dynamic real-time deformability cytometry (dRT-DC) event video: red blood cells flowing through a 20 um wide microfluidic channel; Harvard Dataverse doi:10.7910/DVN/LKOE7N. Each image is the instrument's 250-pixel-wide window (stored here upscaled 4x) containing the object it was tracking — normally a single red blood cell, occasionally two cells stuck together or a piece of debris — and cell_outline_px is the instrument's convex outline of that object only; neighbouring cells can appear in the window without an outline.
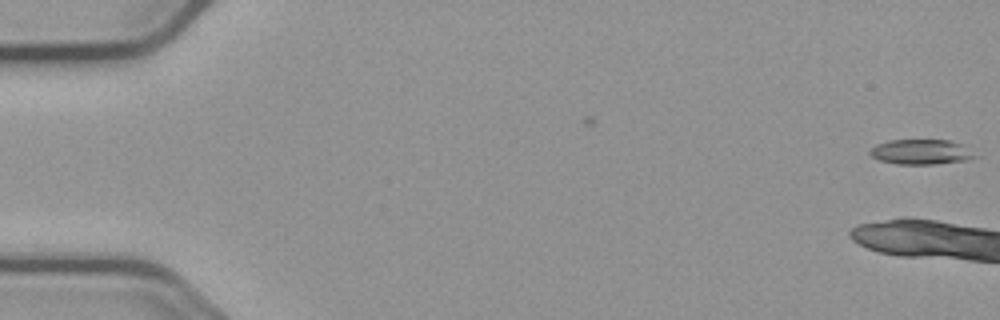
{"species": "common noctule bat (a hibernating species)", "species_latin": "Nyctalus noctula", "temperature_condition": "cold", "stored_images_in_passage": 12, "camera_frame_rate_fps": 3000, "um_per_image_px": 0.085, "animal": {"sex": "male", "body_mass_g": 23.1, "forearm_length_mm": 52.7}, "frame": {"image": 1, "passage_image": 1, "time_ms": 0.0, "image_size_px": [1000, 320], "cell_outline_px": [[980, 156], [968, 160], [936, 164], [896, 164], [880, 160], [872, 156], [868, 152], [876, 144], [888, 140], [948, 140], [964, 144]], "centroid_in_image_um": [78.36, 12.91], "position_along_channel_um": 6.6, "area_um2": 15.55}}